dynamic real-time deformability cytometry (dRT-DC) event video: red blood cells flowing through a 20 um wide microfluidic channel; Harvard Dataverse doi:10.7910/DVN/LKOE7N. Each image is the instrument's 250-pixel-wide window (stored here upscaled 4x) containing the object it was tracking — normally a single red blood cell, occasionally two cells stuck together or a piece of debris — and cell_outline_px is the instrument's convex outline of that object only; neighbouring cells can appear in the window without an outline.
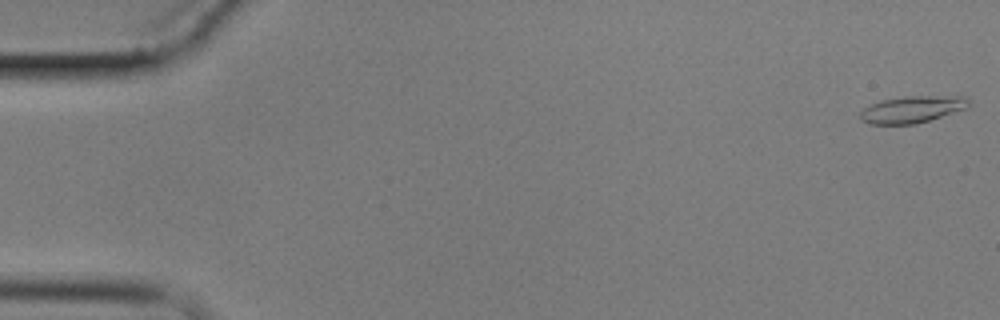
{"species": "common noctule bat (a hibernating species)", "species_latin": "Nyctalus noctula", "temperature_condition": "cold", "stored_images_in_passage": 4, "camera_frame_rate_fps": 3000, "um_per_image_px": 0.085, "animal": {"sex": "male", "body_mass_g": 17.9}, "frame": {"image": 1, "passage_image": 1, "time_ms": 0.0, "image_size_px": [1000, 320], "cell_outline_px": [[968, 104], [964, 108], [916, 124], [868, 124], [860, 120], [860, 112], [864, 108], [880, 100], [904, 96], [968, 96]], "centroid_in_image_um": [77.46, 9.29], "position_along_channel_um": 7.5, "area_um2": 16.76}}
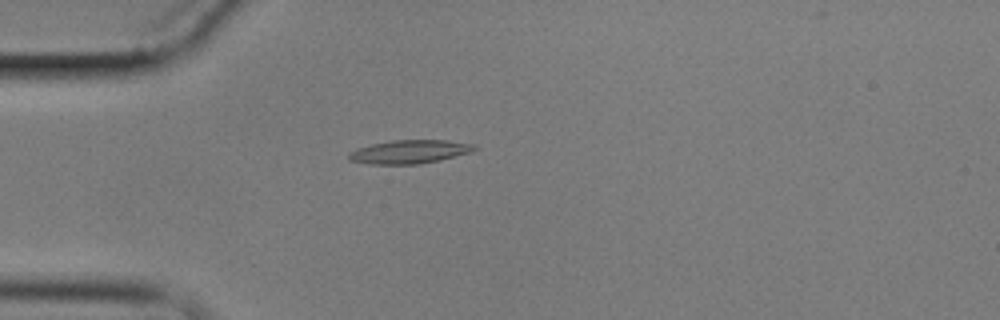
{"frame": {"image": 2, "passage_image": 4, "time_ms": 5.0, "image_size_px": [1000, 320], "cell_outline_px": [[476, 148], [472, 152], [440, 160], [420, 164], [368, 164], [348, 160], [348, 152], [356, 148], [372, 144], [392, 140], [448, 140], [476, 144]], "centroid_in_image_um": [34.8, 12.9], "position_along_channel_um": 50.2, "area_um2": 17.4}}